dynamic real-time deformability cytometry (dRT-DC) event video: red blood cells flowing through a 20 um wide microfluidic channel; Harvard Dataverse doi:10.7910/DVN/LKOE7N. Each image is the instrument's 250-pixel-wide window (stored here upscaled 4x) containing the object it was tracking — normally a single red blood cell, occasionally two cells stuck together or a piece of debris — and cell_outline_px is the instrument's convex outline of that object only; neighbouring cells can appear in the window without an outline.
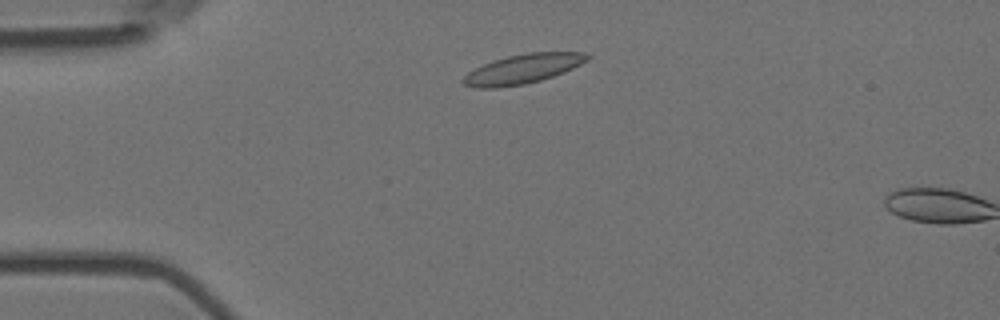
{"species": "Egyptian fruit bat (a non-hibernating species)", "species_latin": "Rousettus aegyptiacus", "temperature_condition": "room temperature", "stored_images_in_passage": 3, "camera_frame_rate_fps": 3000, "um_per_image_px": 0.085, "animal": {"sex": "female"}, "frame": {"image": 1, "passage_image": 2, "time_ms": 0.333, "image_size_px": [1000, 320], "cell_outline_px": [[592, 56], [588, 60], [564, 72], [540, 80], [524, 84], [496, 88], [480, 88], [464, 84], [460, 80], [468, 72], [492, 60], [508, 56], [528, 52], [584, 52]], "centroid_in_image_um": [44.44, 5.85], "position_along_channel_um": 40.6, "area_um2": 21.15}}